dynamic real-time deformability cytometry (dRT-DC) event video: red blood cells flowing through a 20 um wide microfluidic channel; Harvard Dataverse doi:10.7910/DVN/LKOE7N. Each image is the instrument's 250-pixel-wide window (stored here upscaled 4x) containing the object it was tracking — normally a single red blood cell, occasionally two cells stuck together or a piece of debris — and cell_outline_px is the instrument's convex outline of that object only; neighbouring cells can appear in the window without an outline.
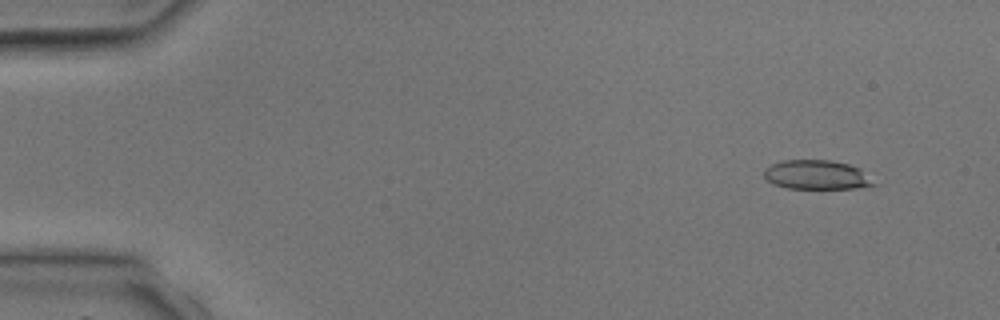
{"species": "common noctule bat (a hibernating species)", "species_latin": "Nyctalus noctula", "temperature_condition": "room temperature", "stored_images_in_passage": 2, "segment_of_instrument_passage": [2, 2], "camera_frame_rate_fps": 3000, "um_per_image_px": 0.085, "animal": {"sex": "male", "body_mass_g": 17.9, "forearm_length_mm": 54.2}, "frame": {"image": 1, "passage_image": 2, "time_ms": 2.333, "image_size_px": [1000, 320], "cell_outline_px": [[880, 184], [856, 188], [788, 188], [776, 184], [768, 180], [764, 176], [764, 168], [772, 164], [784, 160], [832, 160], [848, 164], [860, 168]], "centroid_in_image_um": [69.48, 14.85], "position_along_channel_um": 15.5, "area_um2": 18.73}}